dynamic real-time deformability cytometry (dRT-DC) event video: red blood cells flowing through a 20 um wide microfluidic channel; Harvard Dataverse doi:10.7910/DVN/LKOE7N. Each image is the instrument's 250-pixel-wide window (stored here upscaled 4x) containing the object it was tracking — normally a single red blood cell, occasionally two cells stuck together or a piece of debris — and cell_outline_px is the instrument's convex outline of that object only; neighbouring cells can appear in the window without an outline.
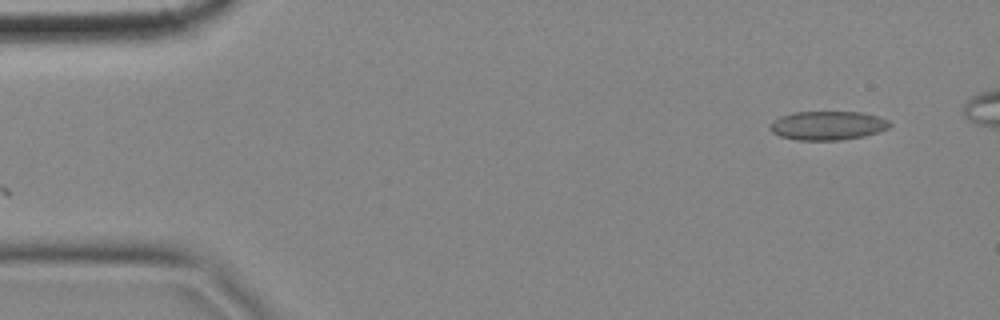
{"species": "common noctule bat (a hibernating species)", "species_latin": "Nyctalus noctula", "temperature_condition": "cold", "stored_images_in_passage": 3, "camera_frame_rate_fps": 3000, "um_per_image_px": 0.085, "animal": {"sex": "female", "body_mass_g": 18.4}, "frame": {"image": 1, "passage_image": 3, "time_ms": 0.667, "image_size_px": [1000, 320], "cell_outline_px": [[892, 124], [888, 128], [880, 132], [864, 136], [840, 140], [796, 140], [780, 136], [772, 132], [768, 128], [780, 116], [792, 112], [860, 112], [876, 116], [888, 120]], "centroid_in_image_um": [70.36, 10.67], "position_along_channel_um": 14.6, "area_um2": 20.11}}